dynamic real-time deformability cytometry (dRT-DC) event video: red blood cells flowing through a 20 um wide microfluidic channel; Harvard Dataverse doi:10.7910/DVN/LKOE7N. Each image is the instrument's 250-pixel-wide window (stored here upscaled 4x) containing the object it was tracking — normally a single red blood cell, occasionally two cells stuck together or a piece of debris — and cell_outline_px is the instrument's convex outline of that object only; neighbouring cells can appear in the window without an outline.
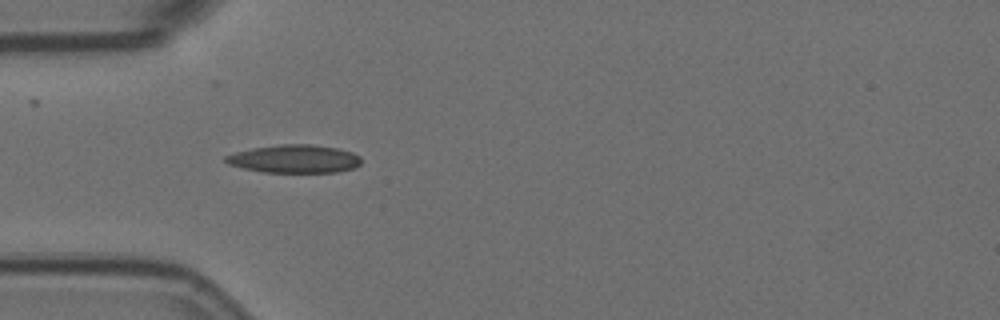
{"species": "Egyptian fruit bat (a non-hibernating species)", "species_latin": "Rousettus aegyptiacus", "temperature_condition": "room temperature", "stored_images_in_passage": 7, "camera_frame_rate_fps": 3000, "um_per_image_px": 0.085, "animal": {"sex": "female"}, "frame": {"image": 1, "passage_image": 1, "time_ms": 0.0, "image_size_px": [1000, 320], "cell_outline_px": [[360, 164], [352, 168], [336, 172], [264, 172], [244, 168], [228, 164], [224, 160], [224, 156], [236, 152], [252, 148], [280, 144], [312, 144], [336, 148], [352, 152], [360, 156]], "centroid_in_image_um": [25.01, 13.5], "position_along_channel_um": 60.0, "area_um2": 22.08}}
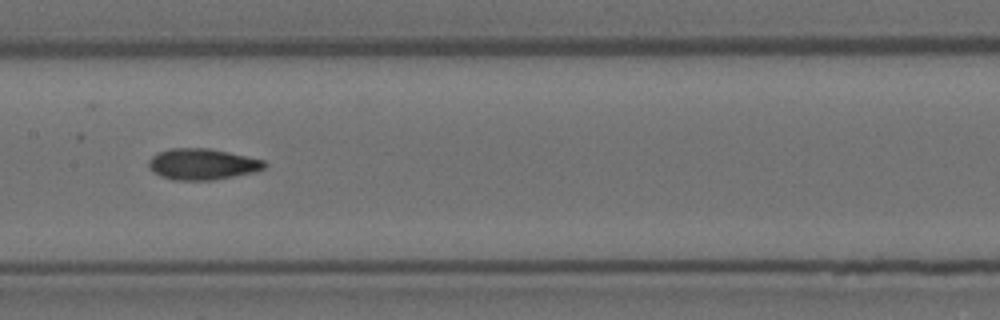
{"frame": {"image": 2, "passage_image": 4, "time_ms": 1.0, "image_size_px": [1000, 320], "cell_outline_px": [[268, 164], [264, 168], [256, 172], [212, 180], [172, 180], [160, 176], [152, 172], [148, 168], [148, 160], [156, 152], [168, 148], [208, 148], [228, 152], [264, 160]], "centroid_in_image_um": [17.15, 13.95], "position_along_channel_um": 190.2, "area_um2": 21.27}}
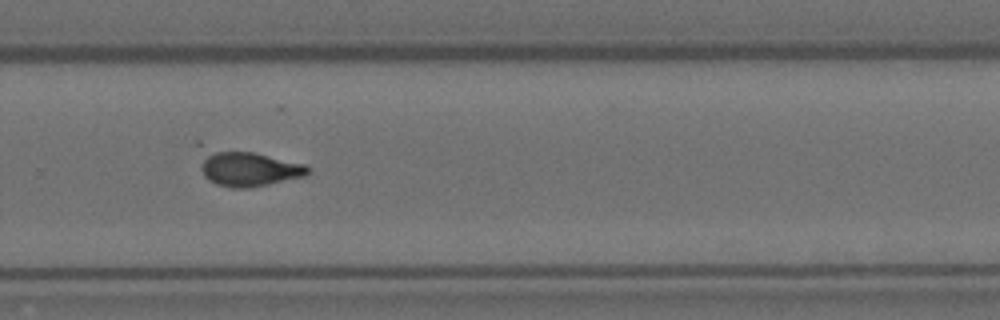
{"frame": {"image": 3, "passage_image": 7, "time_ms": 2.0, "image_size_px": [1000, 320], "cell_outline_px": [[312, 172], [304, 176], [268, 184], [248, 188], [232, 188], [216, 184], [208, 180], [204, 176], [200, 168], [204, 152], [252, 152], [304, 164], [312, 168]], "centroid_in_image_um": [21.17, 14.39], "position_along_channel_um": 308.6, "area_um2": 21.33}}